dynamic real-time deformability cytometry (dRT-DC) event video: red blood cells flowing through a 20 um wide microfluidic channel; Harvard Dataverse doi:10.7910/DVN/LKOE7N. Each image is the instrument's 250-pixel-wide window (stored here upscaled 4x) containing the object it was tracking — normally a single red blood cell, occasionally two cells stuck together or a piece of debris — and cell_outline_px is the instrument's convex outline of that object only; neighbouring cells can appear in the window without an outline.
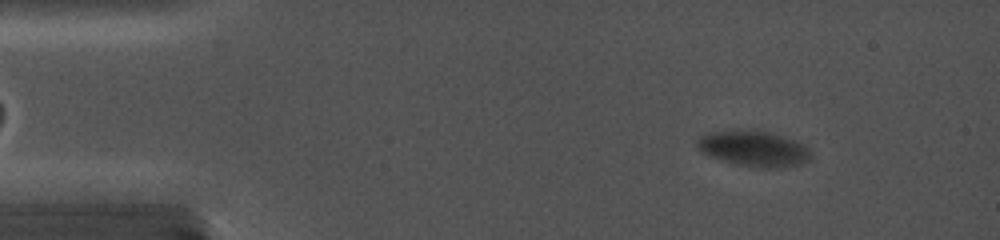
{"species": "common noctule bat (a hibernating species)", "species_latin": "Nyctalus noctula", "temperature_condition": "cold", "stored_images_in_passage": 88, "camera_frame_rate_fps": 5000, "um_per_image_px": 0.085, "animal": {"sex": "female", "body_mass_g": 19.0, "forearm_length_mm": 56.7}, "frame": {"image": 1, "passage_image": 11, "time_ms": 2.0, "image_size_px": [1000, 240], "cell_outline_px": [[812, 156], [808, 160], [800, 164], [772, 168], [760, 168], [736, 164], [712, 156], [696, 148], [696, 140], [700, 136], [708, 132], [736, 128], [752, 128], [768, 132], [804, 144], [808, 148]], "centroid_in_image_um": [64.02, 12.59], "position_along_channel_um": 21.0, "area_um2": 23.81}}
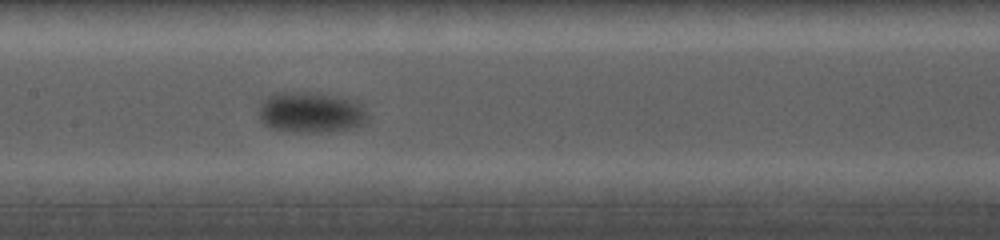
{"frame": {"image": 2, "passage_image": 45, "time_ms": 8.8, "image_size_px": [1000, 240], "cell_outline_px": [[368, 120], [364, 124], [356, 128], [328, 132], [288, 132], [272, 128], [264, 124], [260, 120], [260, 104], [272, 96], [320, 96], [344, 100], [360, 104], [368, 116]], "centroid_in_image_um": [26.47, 9.7], "position_along_channel_um": 180.9, "area_um2": 23.99}}
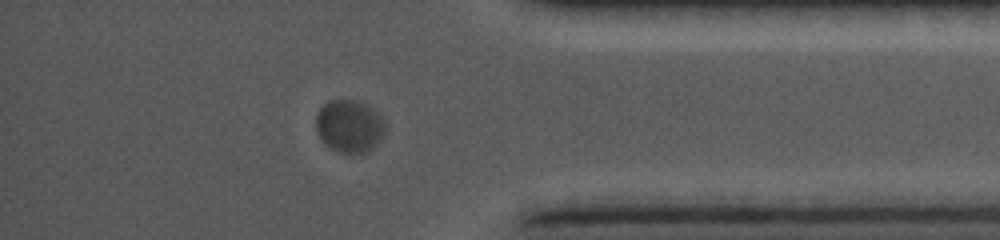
{"frame": {"image": 3, "passage_image": 77, "time_ms": 15.2, "image_size_px": [1000, 240], "cell_outline_px": [[384, 136], [368, 152], [336, 152], [324, 144], [320, 140], [316, 132], [316, 116], [320, 108], [324, 104], [332, 100], [348, 100], [364, 104], [376, 112], [384, 120]], "centroid_in_image_um": [29.66, 10.75], "position_along_channel_um": 405.5, "area_um2": 21.04}}